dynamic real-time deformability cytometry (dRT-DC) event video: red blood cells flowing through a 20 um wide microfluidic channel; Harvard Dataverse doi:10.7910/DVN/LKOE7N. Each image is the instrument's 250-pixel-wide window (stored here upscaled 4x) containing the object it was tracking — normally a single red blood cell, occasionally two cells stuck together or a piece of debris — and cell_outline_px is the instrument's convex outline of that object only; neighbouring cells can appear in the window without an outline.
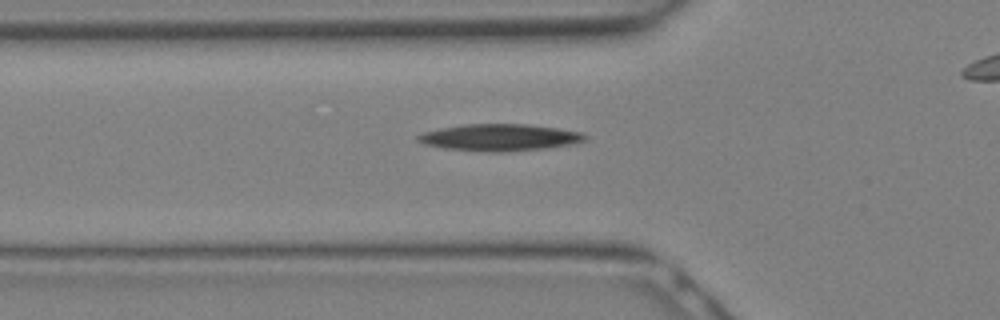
{"species": "Egyptian fruit bat (a non-hibernating species)", "species_latin": "Rousettus aegyptiacus", "temperature_condition": "warm", "stored_images_in_passage": 10, "camera_frame_rate_fps": 3000, "um_per_image_px": 0.085, "animal": {"sex": "female"}, "frame": {"image": 1, "passage_image": 4, "time_ms": 1.0, "image_size_px": [1000, 320], "cell_outline_px": [[588, 136], [584, 140], [572, 144], [548, 148], [504, 152], [488, 152], [444, 148], [424, 144], [416, 140], [416, 136], [424, 132], [440, 128], [468, 124], [524, 124], [556, 128], [584, 132]], "centroid_in_image_um": [42.48, 11.69], "position_along_channel_um": 83.3, "area_um2": 26.13}}
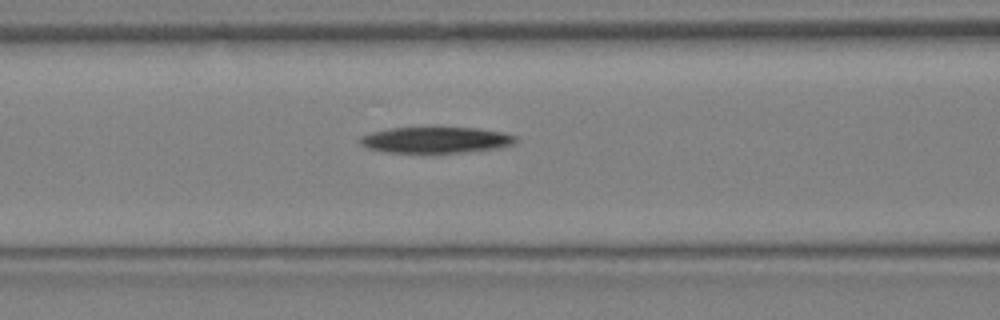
{"frame": {"image": 2, "passage_image": 6, "time_ms": 1.667, "image_size_px": [1000, 320], "cell_outline_px": [[516, 144], [500, 148], [464, 152], [384, 152], [368, 148], [360, 144], [360, 136], [372, 132], [388, 128], [476, 128], [504, 132], [516, 136]], "centroid_in_image_um": [37.07, 11.9], "position_along_channel_um": 129.5, "area_um2": 23.58}}
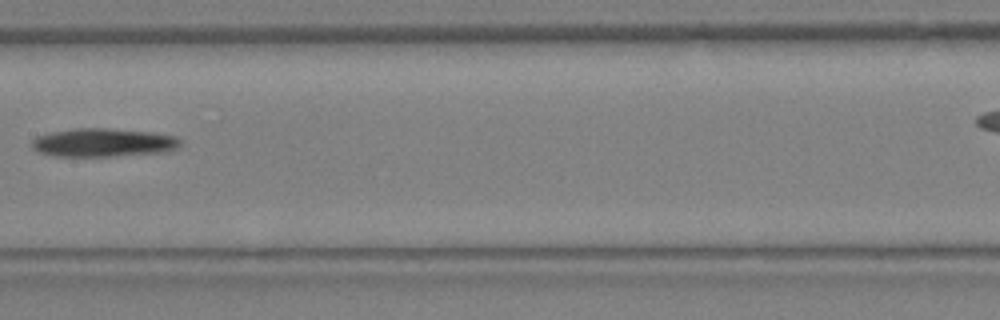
{"frame": {"image": 3, "passage_image": 9, "time_ms": 2.667, "image_size_px": [1000, 320], "cell_outline_px": [[180, 144], [176, 148], [168, 152], [112, 156], [52, 156], [40, 152], [32, 148], [32, 140], [36, 136], [52, 132], [72, 128], [108, 128], [152, 132], [176, 136], [180, 140]], "centroid_in_image_um": [8.78, 12.12], "position_along_channel_um": 198.6, "area_um2": 24.74}}